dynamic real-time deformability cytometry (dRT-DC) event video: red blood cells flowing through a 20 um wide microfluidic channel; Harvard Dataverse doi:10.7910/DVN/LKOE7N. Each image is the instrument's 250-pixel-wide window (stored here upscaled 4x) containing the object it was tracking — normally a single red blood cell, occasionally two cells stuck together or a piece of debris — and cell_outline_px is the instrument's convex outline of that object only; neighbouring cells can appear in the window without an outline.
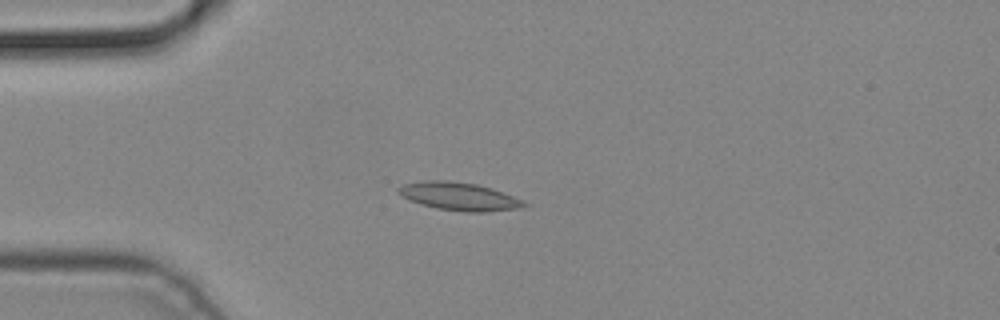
{"species": "common noctule bat (a hibernating species)", "species_latin": "Nyctalus noctula", "temperature_condition": "cold", "stored_images_in_passage": 3, "camera_frame_rate_fps": 3000, "um_per_image_px": 0.085, "animal": {"sex": "male", "body_mass_g": 19.2, "forearm_length_mm": 51.8}, "frame": {"image": 1, "passage_image": 3, "time_ms": 0.667, "image_size_px": [1000, 320], "cell_outline_px": [[528, 204], [516, 208], [484, 212], [468, 212], [436, 208], [420, 204], [408, 200], [396, 192], [396, 188], [404, 184], [424, 180], [444, 180], [476, 184], [492, 188], [524, 200]], "centroid_in_image_um": [38.97, 16.68], "position_along_channel_um": 46.0, "area_um2": 20.46}}